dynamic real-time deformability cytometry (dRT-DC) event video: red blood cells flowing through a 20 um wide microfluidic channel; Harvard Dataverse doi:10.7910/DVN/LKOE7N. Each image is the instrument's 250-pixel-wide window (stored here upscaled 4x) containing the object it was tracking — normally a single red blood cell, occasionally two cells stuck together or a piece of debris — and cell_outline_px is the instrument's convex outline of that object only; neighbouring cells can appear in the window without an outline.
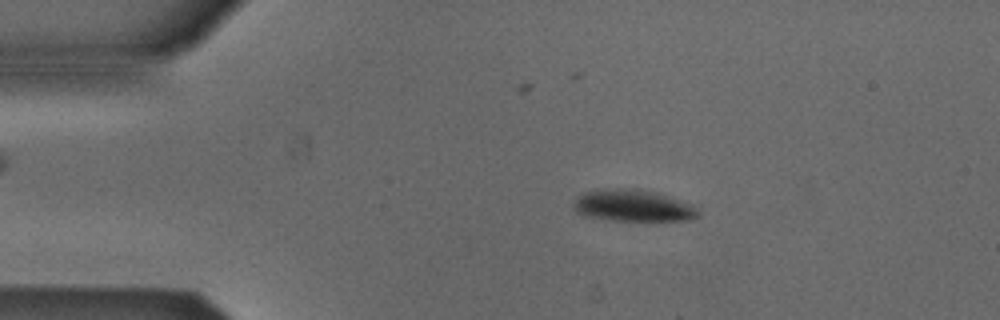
{"species": "Egyptian fruit bat (a non-hibernating species)", "species_latin": "Rousettus aegyptiacus", "temperature_condition": "cold", "stored_images_in_passage": 53, "camera_frame_rate_fps": 3000, "um_per_image_px": 0.085, "animal": {"sex": "male"}, "frame": {"image": 1, "passage_image": 9, "time_ms": 2.667, "image_size_px": [1000, 320], "cell_outline_px": [[700, 212], [696, 216], [688, 220], [612, 220], [584, 216], [576, 212], [572, 208], [572, 204], [580, 196], [588, 192], [616, 188], [636, 188], [652, 192], [680, 200], [692, 204]], "centroid_in_image_um": [53.79, 17.49], "position_along_channel_um": 31.2, "area_um2": 22.6}}
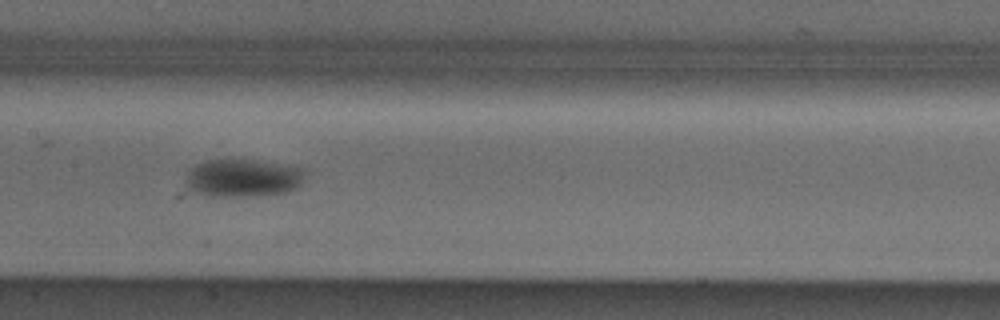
{"frame": {"image": 2, "passage_image": 25, "time_ms": 8.0, "image_size_px": [1000, 320], "cell_outline_px": [[304, 172], [300, 184], [296, 188], [284, 192], [240, 196], [204, 196], [188, 188], [184, 184], [188, 172], [196, 164], [208, 160], [248, 160], [304, 168]], "centroid_in_image_um": [20.57, 15.13], "position_along_channel_um": 186.8, "area_um2": 25.72}}
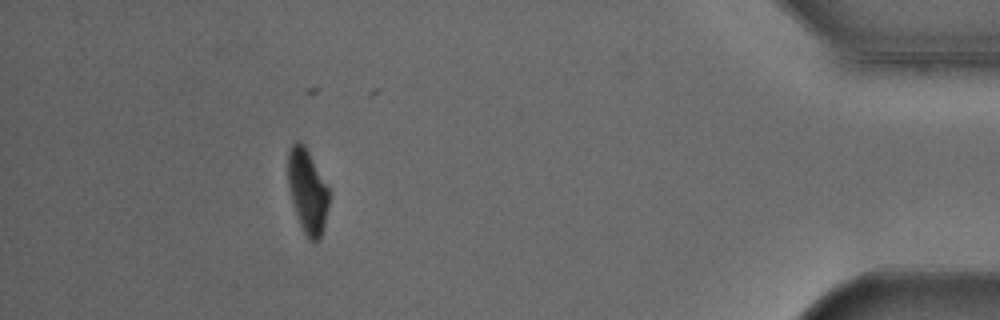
{"frame": {"image": 3, "passage_image": 47, "time_ms": 15.333, "image_size_px": [1000, 320], "cell_outline_px": [[328, 208], [324, 228], [320, 240], [312, 244], [308, 240], [300, 224], [292, 200], [288, 184], [288, 152], [292, 144], [296, 140], [300, 140], [304, 144], [328, 188]], "centroid_in_image_um": [26.13, 16.29], "position_along_channel_um": 409.1, "area_um2": 19.94}, "authors_computed_cell_mechanics": {"area_um2": 23.6402, "velocity_mm_per_s": 3.8366, "shape_relaxation_time_tau1_ms": 2.0734, "shape_relaxation_time_tau2_ms": null, "deformation_change_tau1": 0.1003, "deformation_change_tau2": null}}